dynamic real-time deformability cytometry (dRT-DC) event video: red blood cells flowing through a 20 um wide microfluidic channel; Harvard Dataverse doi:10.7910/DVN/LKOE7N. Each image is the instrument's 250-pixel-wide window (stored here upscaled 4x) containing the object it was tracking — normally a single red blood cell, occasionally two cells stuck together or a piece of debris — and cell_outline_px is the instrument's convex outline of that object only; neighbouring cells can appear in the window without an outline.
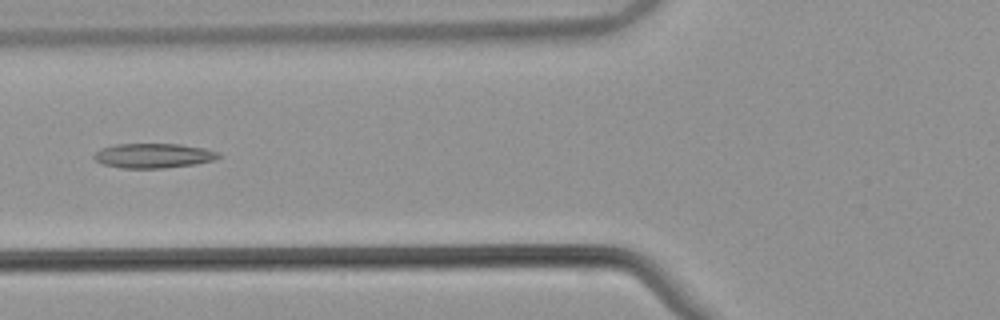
{"species": "common noctule bat (a hibernating species)", "species_latin": "Nyctalus noctula", "temperature_condition": "warm", "stored_images_in_passage": 45, "camera_frame_rate_fps": 3000, "um_per_image_px": 0.085, "animal": {"sex": "male", "body_mass_g": 21.5, "forearm_length_mm": 52.0}, "frame": {"image": 1, "passage_image": 17, "time_ms": 5.333, "image_size_px": [1000, 320], "cell_outline_px": [[220, 156], [216, 160], [196, 164], [164, 168], [120, 168], [104, 164], [96, 160], [92, 156], [96, 152], [104, 148], [116, 144], [180, 144], [204, 148], [216, 152]], "centroid_in_image_um": [13.06, 13.24], "position_along_channel_um": 112.7, "area_um2": 17.74}}
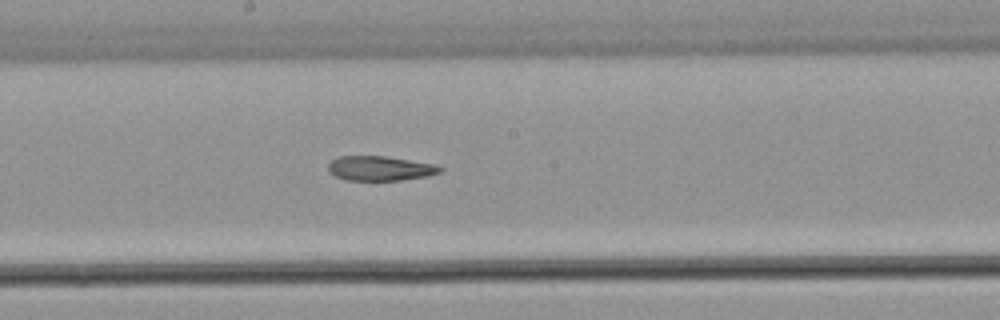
{"frame": {"image": 2, "passage_image": 25, "time_ms": 8.0, "image_size_px": [1000, 320], "cell_outline_px": [[444, 168], [440, 172], [428, 176], [400, 180], [344, 180], [328, 172], [328, 164], [332, 160], [340, 156], [384, 156], [436, 164]], "centroid_in_image_um": [32.31, 14.31], "position_along_channel_um": 215.9, "area_um2": 16.07}}
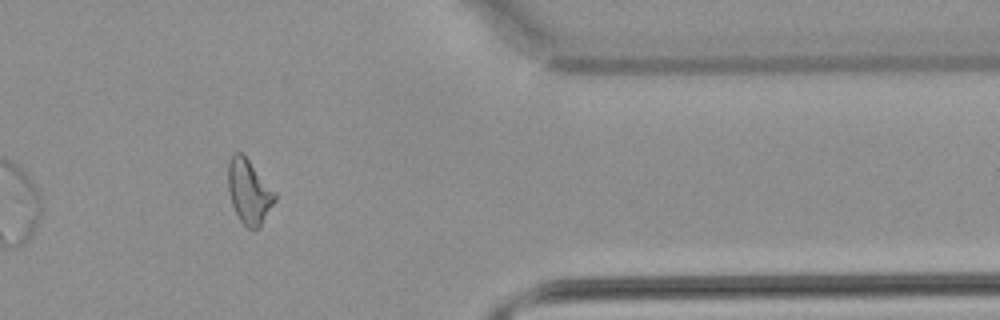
{"frame": {"image": 3, "passage_image": 40, "time_ms": 13.0, "image_size_px": [1000, 320], "cell_outline_px": [[276, 200], [260, 228], [248, 228], [240, 220], [232, 204], [228, 192], [228, 160], [236, 152], [240, 152], [248, 160], [276, 192]], "centroid_in_image_um": [21.17, 16.31], "position_along_channel_um": 390.2, "area_um2": 17.4}, "authors_computed_cell_mechanics": {"area_um2": 17.629, "velocity_mm_per_s": 3.8661, "shape_relaxation_time_tau1_ms": null, "shape_relaxation_time_tau2_ms": 6.1969, "deformation_change_tau1": null, "deformation_change_tau2": 0.1573}}